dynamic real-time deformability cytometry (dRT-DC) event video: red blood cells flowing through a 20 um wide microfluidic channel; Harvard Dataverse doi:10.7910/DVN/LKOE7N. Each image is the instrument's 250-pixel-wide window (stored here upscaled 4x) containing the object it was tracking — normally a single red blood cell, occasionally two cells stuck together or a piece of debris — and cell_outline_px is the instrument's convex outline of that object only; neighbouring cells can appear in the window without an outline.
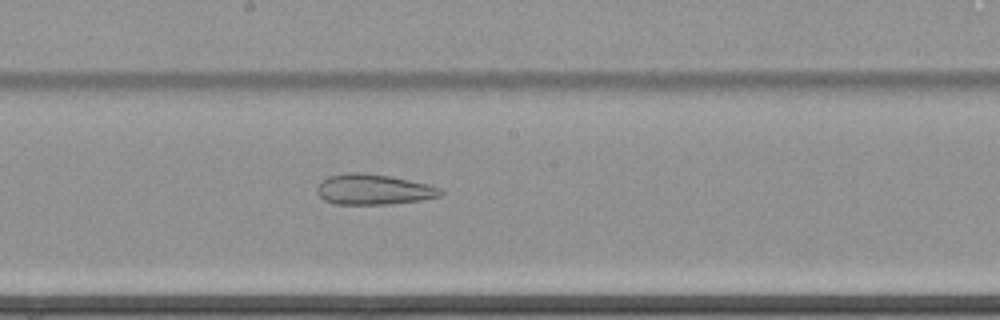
{"species": "common noctule bat (a hibernating species)", "species_latin": "Nyctalus noctula", "temperature_condition": "cold", "stored_images_in_passage": 62, "camera_frame_rate_fps": 3000, "um_per_image_px": 0.085, "animal": {"sex": "female", "body_mass_g": 22.7, "forearm_length_mm": 54.2}, "frame": {"image": 1, "passage_image": 36, "time_ms": 11.667, "image_size_px": [1000, 320], "cell_outline_px": [[444, 192], [440, 196], [420, 200], [392, 204], [336, 204], [324, 200], [316, 192], [316, 188], [320, 180], [328, 176], [348, 172], [364, 172], [392, 176], [428, 184], [444, 188]], "centroid_in_image_um": [31.75, 16.09], "position_along_channel_um": 216.4, "area_um2": 22.31}}
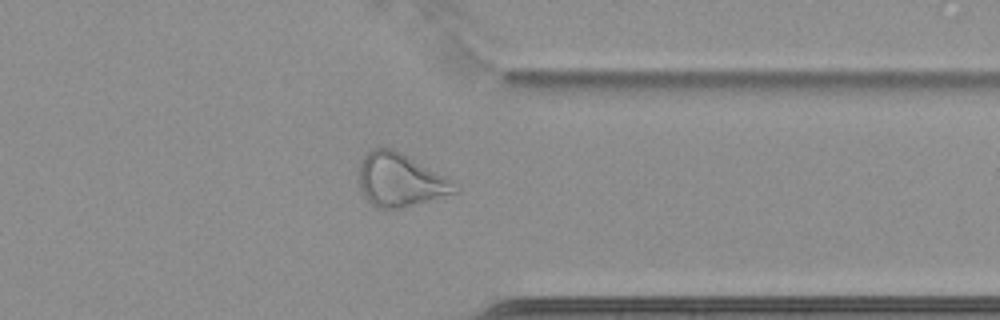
{"frame": {"image": 2, "passage_image": 50, "time_ms": 16.333, "image_size_px": [1000, 320], "cell_outline_px": [[460, 188], [456, 192], [404, 208], [376, 208], [364, 196], [360, 188], [360, 160], [372, 148], [392, 148], [400, 152], [452, 180]], "centroid_in_image_um": [34.01, 15.31], "position_along_channel_um": 377.4, "area_um2": 29.36}}
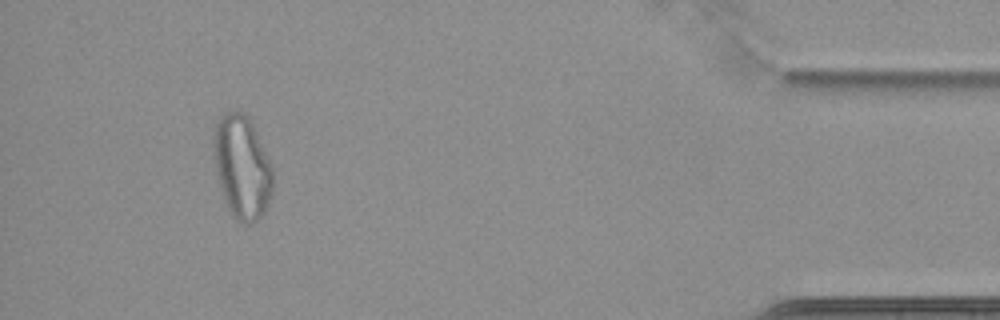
{"frame": {"image": 3, "passage_image": 58, "time_ms": 19.0, "image_size_px": [1000, 320], "cell_outline_px": [[272, 192], [268, 204], [264, 212], [256, 220], [248, 224], [244, 224], [236, 220], [232, 216], [228, 208], [220, 184], [216, 168], [212, 148], [212, 140], [216, 124], [224, 112], [240, 112], [248, 116], [252, 120], [272, 168]], "centroid_in_image_um": [20.57, 14.18], "position_along_channel_um": 414.6, "area_um2": 35.37}}